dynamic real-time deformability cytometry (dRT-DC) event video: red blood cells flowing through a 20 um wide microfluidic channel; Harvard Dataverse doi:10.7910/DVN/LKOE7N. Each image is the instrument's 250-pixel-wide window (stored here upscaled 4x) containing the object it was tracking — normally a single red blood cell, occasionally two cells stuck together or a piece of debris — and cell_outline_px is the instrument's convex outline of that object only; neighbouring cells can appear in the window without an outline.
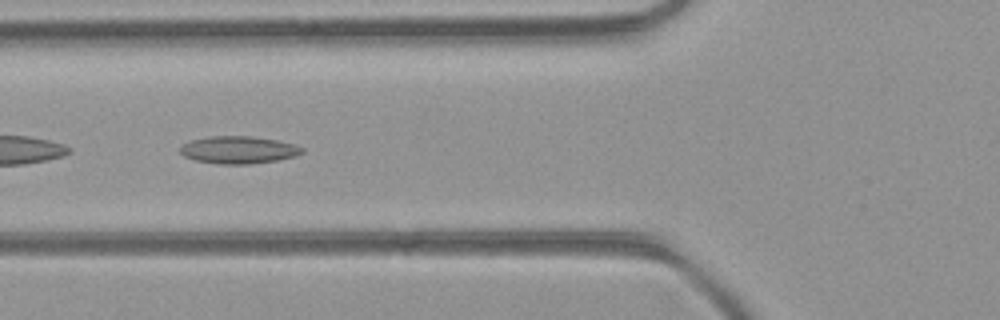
{"species": "common noctule bat (a hibernating species)", "species_latin": "Nyctalus noctula", "temperature_condition": "room temperature", "stored_images_in_passage": 5, "camera_frame_rate_fps": 3000, "um_per_image_px": 0.085, "animal": {"sex": "female", "body_mass_g": 21.9}, "frame": {"image": 1, "passage_image": 4, "time_ms": 1.0, "image_size_px": [1000, 320], "cell_outline_px": [[304, 152], [296, 156], [276, 160], [248, 164], [216, 164], [196, 160], [184, 156], [180, 152], [180, 148], [184, 144], [192, 140], [208, 136], [252, 136], [276, 140], [292, 144], [304, 148]], "centroid_in_image_um": [20.27, 12.74], "position_along_channel_um": 105.5, "area_um2": 19.36}}
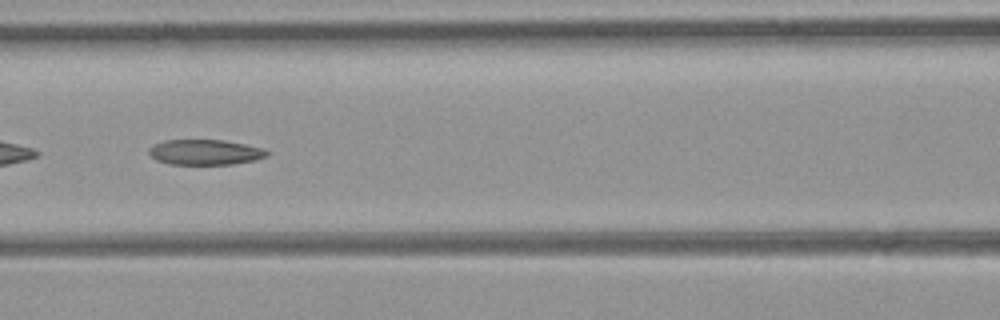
{"frame": {"image": 2, "passage_image": 5, "time_ms": 1.333, "image_size_px": [1000, 320], "cell_outline_px": [[268, 156], [256, 160], [232, 164], [168, 164], [156, 160], [148, 152], [148, 148], [152, 144], [164, 140], [224, 140], [264, 148], [268, 152]], "centroid_in_image_um": [17.41, 12.93], "position_along_channel_um": 149.2, "area_um2": 17.51}}